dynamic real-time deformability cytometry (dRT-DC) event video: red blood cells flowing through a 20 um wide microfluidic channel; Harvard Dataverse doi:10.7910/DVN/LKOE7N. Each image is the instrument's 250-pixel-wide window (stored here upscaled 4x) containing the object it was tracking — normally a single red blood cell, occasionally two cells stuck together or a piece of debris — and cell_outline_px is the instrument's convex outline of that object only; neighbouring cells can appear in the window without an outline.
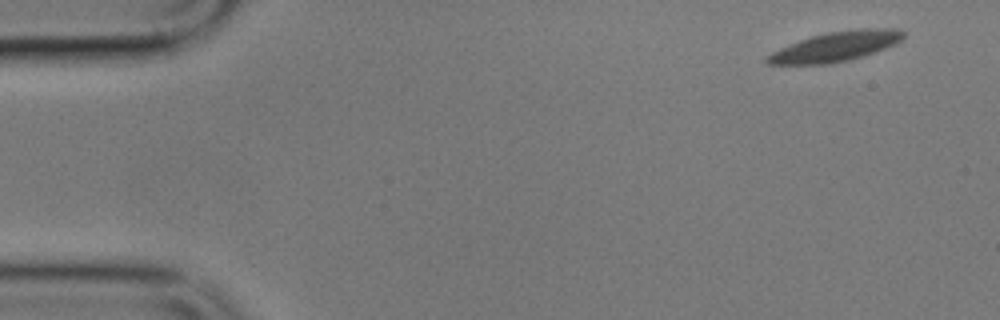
{"species": "common noctule bat (a hibernating species)", "species_latin": "Nyctalus noctula", "temperature_condition": "cold", "stored_images_in_passage": 5, "camera_frame_rate_fps": 3000, "um_per_image_px": 0.085, "animal": {"sex": "male", "body_mass_g": 17.9}, "frame": {"image": 1, "passage_image": 1, "time_ms": 0.0, "image_size_px": [1000, 320], "cell_outline_px": [[904, 36], [896, 44], [876, 52], [864, 56], [832, 64], [768, 64], [764, 60], [772, 52], [780, 48], [800, 40], [812, 36], [828, 32], [864, 28], [900, 28], [904, 32]], "centroid_in_image_um": [71.08, 3.95], "position_along_channel_um": 13.9, "area_um2": 23.52}}
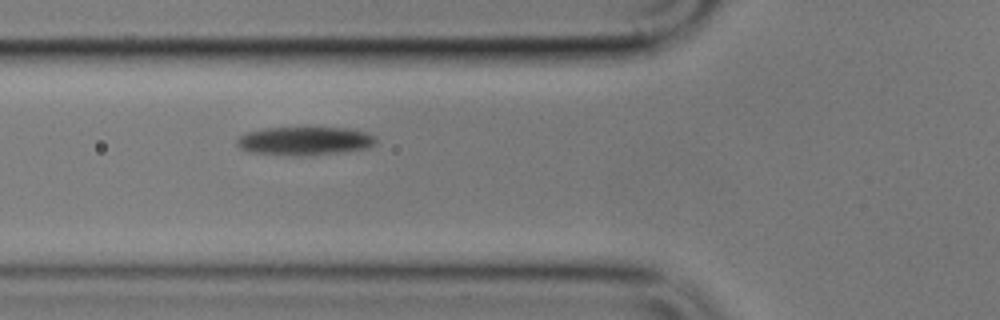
{"frame": {"image": 2, "passage_image": 5, "time_ms": 6.0, "image_size_px": [1000, 320], "cell_outline_px": [[376, 144], [368, 148], [344, 152], [312, 156], [296, 156], [252, 152], [240, 148], [236, 144], [236, 140], [240, 136], [248, 132], [264, 128], [348, 128], [368, 132], [376, 136]], "centroid_in_image_um": [25.96, 11.99], "position_along_channel_um": 99.8, "area_um2": 23.29}}